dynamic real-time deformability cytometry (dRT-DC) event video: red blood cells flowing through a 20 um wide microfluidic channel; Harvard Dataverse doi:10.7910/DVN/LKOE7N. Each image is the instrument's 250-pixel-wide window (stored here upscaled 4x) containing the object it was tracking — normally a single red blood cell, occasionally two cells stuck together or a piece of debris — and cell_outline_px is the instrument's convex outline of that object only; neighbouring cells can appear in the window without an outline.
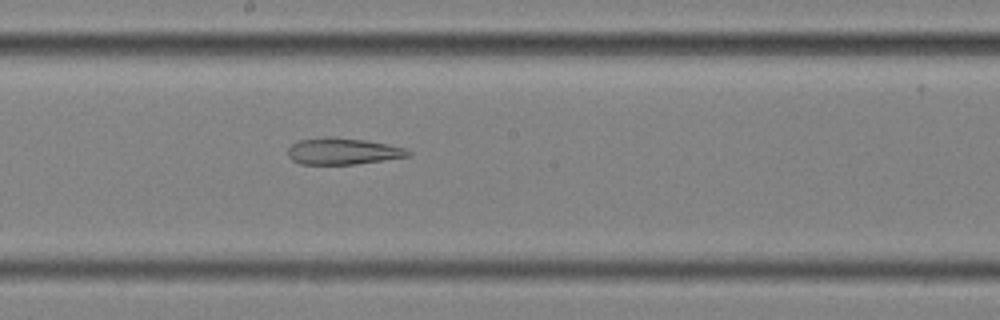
{"species": "common noctule bat (a hibernating species)", "species_latin": "Nyctalus noctula", "temperature_condition": "cold", "stored_images_in_passage": 58, "segment_of_instrument_passage": [2, 2], "camera_frame_rate_fps": 3000, "um_per_image_px": 0.085, "animal": {"sex": "female", "body_mass_g": 25.1}, "frame": {"image": 1, "passage_image": 32, "time_ms": 10.333, "image_size_px": [1000, 320], "cell_outline_px": [[412, 156], [356, 164], [300, 164], [292, 160], [288, 156], [288, 148], [292, 144], [300, 140], [324, 136], [328, 136], [364, 140], [388, 144], [404, 148], [412, 152]], "centroid_in_image_um": [29.15, 12.85], "position_along_channel_um": 219.1, "area_um2": 18.67}}
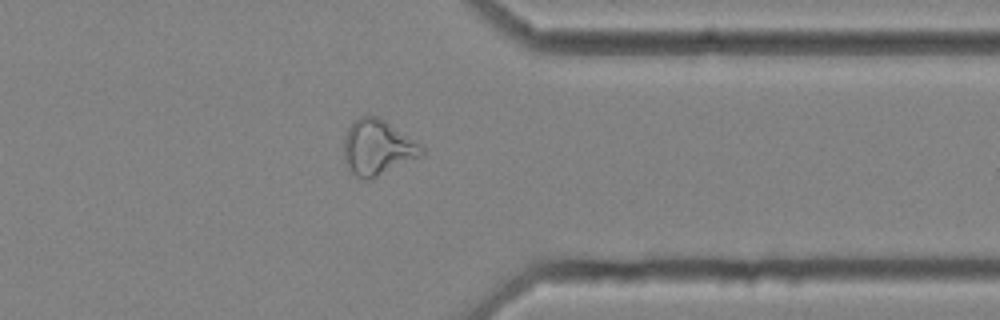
{"frame": {"image": 2, "passage_image": 46, "time_ms": 15.0, "image_size_px": [1000, 320], "cell_outline_px": [[424, 152], [420, 156], [368, 180], [364, 180], [356, 176], [348, 168], [344, 160], [344, 136], [348, 128], [360, 116], [376, 116], [384, 120], [420, 144], [424, 148]], "centroid_in_image_um": [32.05, 12.54], "position_along_channel_um": 379.3, "area_um2": 24.57}}
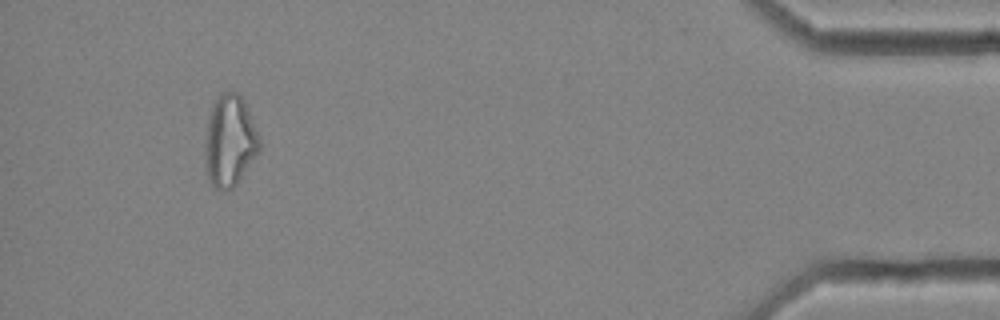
{"frame": {"image": 3, "passage_image": 54, "time_ms": 17.667, "image_size_px": [1000, 320], "cell_outline_px": [[260, 148], [236, 184], [232, 188], [224, 192], [212, 188], [208, 180], [204, 168], [204, 144], [208, 116], [212, 104], [220, 92], [236, 92], [244, 100], [260, 136]], "centroid_in_image_um": [19.48, 12.0], "position_along_channel_um": 415.7, "area_um2": 29.54}}